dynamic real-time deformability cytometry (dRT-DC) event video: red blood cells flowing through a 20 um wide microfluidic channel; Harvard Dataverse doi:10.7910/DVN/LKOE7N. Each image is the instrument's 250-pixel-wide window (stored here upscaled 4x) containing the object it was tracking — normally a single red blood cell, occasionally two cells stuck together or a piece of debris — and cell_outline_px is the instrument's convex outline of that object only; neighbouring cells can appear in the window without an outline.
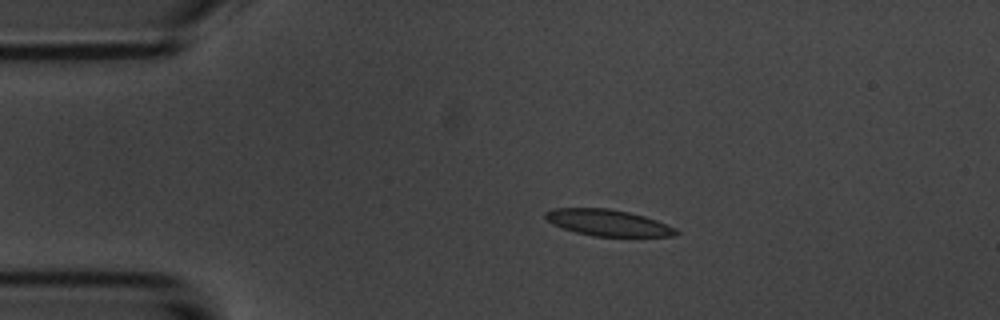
{"species": "common noctule bat (a hibernating species)", "species_latin": "Nyctalus noctula", "temperature_condition": "room temperature", "stored_images_in_passage": 4, "camera_frame_rate_fps": 3000, "um_per_image_px": 0.085, "animal": {"sex": "male", "body_mass_g": 20.1, "forearm_length_mm": 53.5}, "frame": {"image": 1, "passage_image": 3, "time_ms": 3.0, "image_size_px": [1000, 320], "cell_outline_px": [[680, 232], [672, 236], [592, 236], [576, 232], [552, 224], [544, 216], [544, 212], [556, 208], [608, 208], [628, 212], [644, 216], [656, 220], [676, 228]], "centroid_in_image_um": [51.67, 18.93], "position_along_channel_um": 33.3, "area_um2": 19.88}}